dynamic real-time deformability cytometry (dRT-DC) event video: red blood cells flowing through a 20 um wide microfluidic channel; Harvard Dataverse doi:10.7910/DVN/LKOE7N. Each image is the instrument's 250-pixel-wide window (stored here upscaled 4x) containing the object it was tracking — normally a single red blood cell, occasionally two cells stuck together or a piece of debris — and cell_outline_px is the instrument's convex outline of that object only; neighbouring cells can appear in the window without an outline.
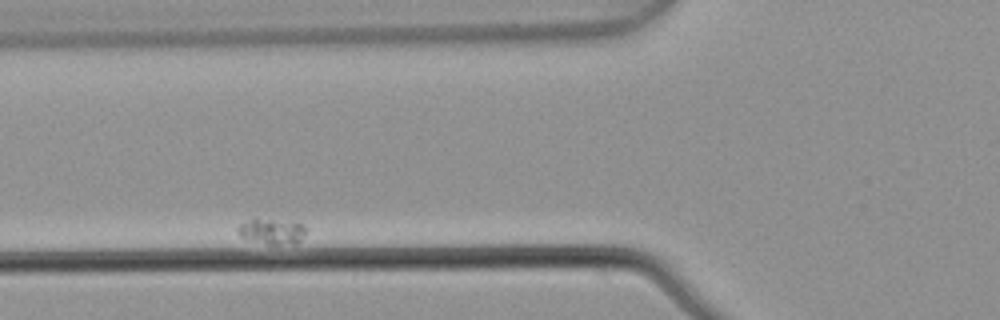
{"species": "common noctule bat (a hibernating species)", "species_latin": "Nyctalus noctula", "temperature_condition": "warm", "stored_images_in_passage": 7, "camera_frame_rate_fps": 3000, "um_per_image_px": 0.085, "animal": {"sex": "male", "body_mass_g": 21.5, "forearm_length_mm": 52.0}, "frame": {"image": 1, "passage_image": 3, "time_ms": 0.667, "image_size_px": [1000, 320], "cell_outline_px": [[304, 232], [300, 240], [296, 244], [268, 244], [252, 240], [240, 236], [236, 228], [240, 224], [256, 216], [304, 224]], "centroid_in_image_um": [23.06, 19.63], "position_along_channel_um": 102.7, "area_um2": 10.23}}